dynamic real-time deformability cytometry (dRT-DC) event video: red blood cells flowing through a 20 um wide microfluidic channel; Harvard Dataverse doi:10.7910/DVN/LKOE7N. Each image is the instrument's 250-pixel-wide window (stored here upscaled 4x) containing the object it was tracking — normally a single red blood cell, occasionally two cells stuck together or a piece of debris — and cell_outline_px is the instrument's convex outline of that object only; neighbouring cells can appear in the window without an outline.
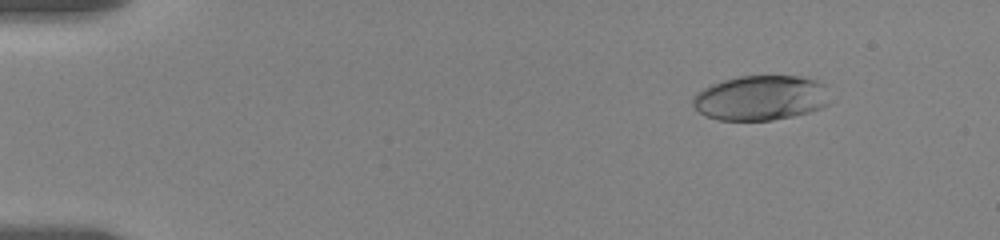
{"species": "human", "species_latin": "Homo sapiens", "temperature_condition": "room temperature", "stored_images_in_passage": 58, "camera_frame_rate_fps": 3000, "um_per_image_px": 0.085, "donor": {"sex": "female"}, "frame": {"image": 1, "passage_image": 7, "time_ms": 2.0, "image_size_px": [1000, 240], "cell_outline_px": [[828, 104], [820, 108], [808, 112], [792, 116], [772, 120], [720, 120], [708, 116], [700, 112], [692, 104], [692, 96], [696, 92], [712, 84], [724, 80], [740, 76], [800, 76], [816, 80], [824, 84]], "centroid_in_image_um": [64.63, 8.32], "position_along_channel_um": 20.4, "area_um2": 35.6}}
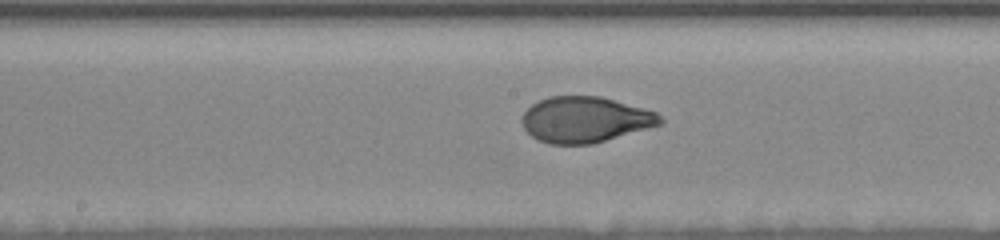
{"frame": {"image": 2, "passage_image": 31, "time_ms": 10.0, "image_size_px": [1000, 240], "cell_outline_px": [[664, 120], [660, 124], [592, 144], [548, 144], [532, 136], [524, 128], [524, 112], [532, 104], [548, 96], [600, 96], [644, 108], [656, 112]], "centroid_in_image_um": [49.73, 10.16], "position_along_channel_um": 198.5, "area_um2": 36.41}}
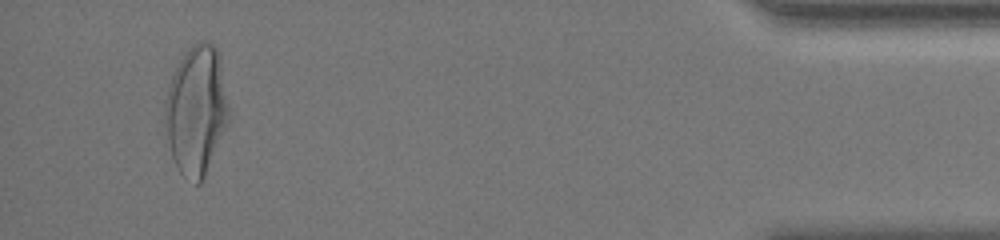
{"frame": {"image": 3, "passage_image": 55, "time_ms": 18.0, "image_size_px": [1000, 240], "cell_outline_px": [[228, 120], [204, 176], [200, 184], [196, 184], [184, 176], [180, 172], [172, 156], [164, 116], [164, 100], [172, 76], [184, 52], [188, 48], [200, 40], [208, 40], [216, 48], [228, 104]], "centroid_in_image_um": [16.65, 9.35], "position_along_channel_um": 418.5, "area_um2": 46.82}, "authors_computed_cell_mechanics": {"area_um2": 37.281, "velocity_mm_per_s": 3.5209, "shape_relaxation_time_tau1_ms": 3.9287, "shape_relaxation_time_tau2_ms": null, "deformation_change_tau1": 0.1989, "deformation_change_tau2": null}}